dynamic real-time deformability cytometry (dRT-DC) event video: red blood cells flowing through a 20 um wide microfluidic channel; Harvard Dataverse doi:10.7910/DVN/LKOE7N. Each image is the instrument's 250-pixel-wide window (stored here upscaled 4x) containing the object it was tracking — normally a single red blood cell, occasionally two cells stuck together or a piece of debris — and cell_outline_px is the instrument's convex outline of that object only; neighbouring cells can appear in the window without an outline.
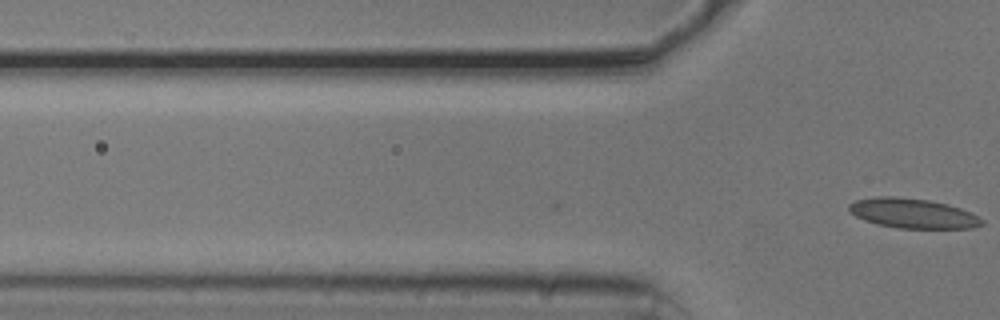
{"species": "common noctule bat (a hibernating species)", "species_latin": "Nyctalus noctula", "temperature_condition": "cold", "stored_images_in_passage": 3, "camera_frame_rate_fps": 3000, "um_per_image_px": 0.085, "animal": {"sex": "male", "body_mass_g": 20.5, "forearm_length_mm": 52.5}, "frame": {"image": 1, "passage_image": 3, "time_ms": 0.667, "image_size_px": [1000, 320], "cell_outline_px": [[984, 224], [972, 228], [896, 228], [876, 224], [864, 220], [856, 216], [848, 208], [848, 204], [856, 200], [876, 196], [892, 196], [928, 200], [948, 204], [972, 212], [980, 216], [984, 220]], "centroid_in_image_um": [77.62, 18.13], "position_along_channel_um": 48.2, "area_um2": 23.18}}